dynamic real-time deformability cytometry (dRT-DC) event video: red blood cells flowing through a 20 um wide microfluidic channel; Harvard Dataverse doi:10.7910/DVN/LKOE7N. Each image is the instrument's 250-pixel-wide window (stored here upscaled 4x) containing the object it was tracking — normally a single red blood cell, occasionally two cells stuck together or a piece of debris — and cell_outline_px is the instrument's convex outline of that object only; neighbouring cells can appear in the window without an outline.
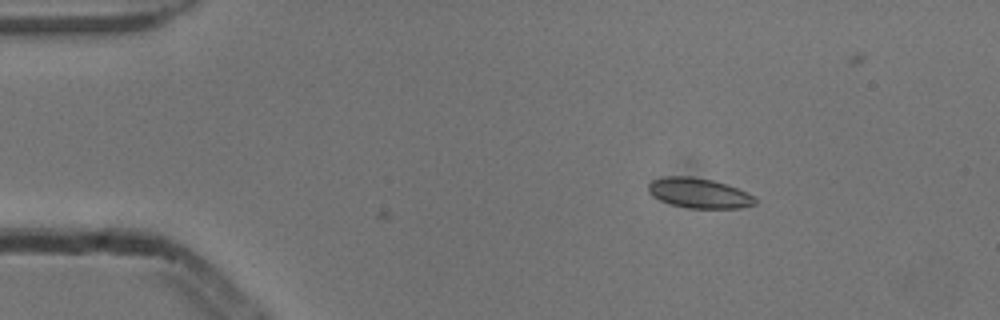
{"species": "common noctule bat (a hibernating species)", "species_latin": "Nyctalus noctula", "temperature_condition": "cold", "stored_images_in_passage": 3, "camera_frame_rate_fps": 3000, "um_per_image_px": 0.085, "animal": {"sex": "male", "body_mass_g": 13.3}, "frame": {"image": 1, "passage_image": 3, "time_ms": 0.667, "image_size_px": [1000, 320], "cell_outline_px": [[756, 204], [740, 208], [688, 208], [672, 204], [660, 200], [652, 196], [648, 192], [648, 184], [652, 180], [664, 176], [692, 176], [712, 180], [736, 188], [756, 196]], "centroid_in_image_um": [59.4, 16.41], "position_along_channel_um": 25.6, "area_um2": 18.67}}